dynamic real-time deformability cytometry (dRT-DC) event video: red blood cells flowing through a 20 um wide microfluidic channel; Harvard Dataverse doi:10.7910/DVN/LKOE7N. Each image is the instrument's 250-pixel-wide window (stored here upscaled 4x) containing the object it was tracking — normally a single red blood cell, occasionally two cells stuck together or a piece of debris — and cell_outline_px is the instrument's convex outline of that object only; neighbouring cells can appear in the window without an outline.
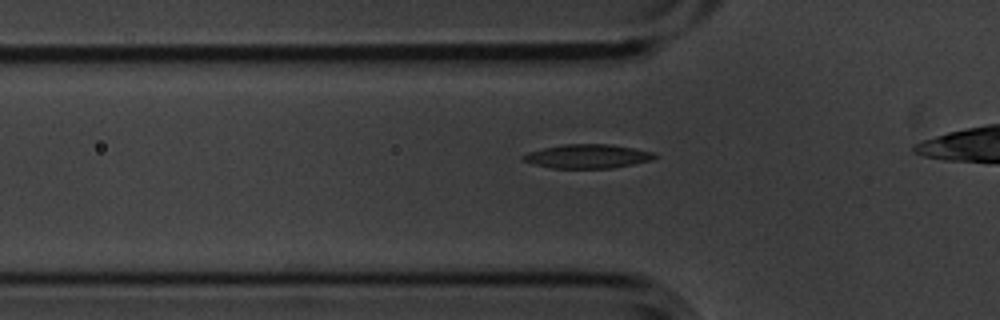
{"species": "common noctule bat (a hibernating species)", "species_latin": "Nyctalus noctula", "temperature_condition": "cold", "stored_images_in_passage": 37, "camera_frame_rate_fps": 3000, "um_per_image_px": 0.085, "animal": {"sex": "male", "body_mass_g": 20.1, "forearm_length_mm": 53.5}, "frame": {"image": 1, "passage_image": 10, "time_ms": 3.0, "image_size_px": [1000, 320], "cell_outline_px": [[656, 156], [652, 160], [612, 168], [552, 168], [532, 164], [520, 160], [520, 156], [528, 152], [544, 148], [564, 144], [612, 144], [652, 152]], "centroid_in_image_um": [49.87, 13.29], "position_along_channel_um": 75.9, "area_um2": 18.32}}
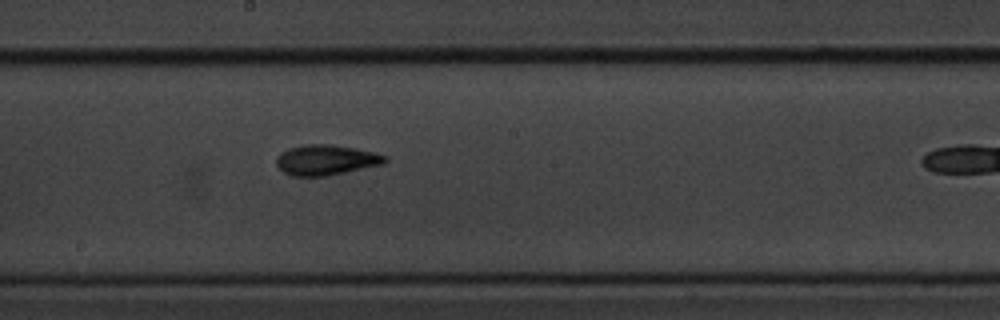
{"frame": {"image": 2, "passage_image": 22, "time_ms": 7.0, "image_size_px": [1000, 320], "cell_outline_px": [[388, 160], [384, 164], [324, 176], [292, 176], [284, 172], [276, 164], [276, 156], [280, 152], [288, 148], [304, 144], [332, 144], [356, 148], [376, 152], [388, 156]], "centroid_in_image_um": [27.72, 13.58], "position_along_channel_um": 220.5, "area_um2": 19.36}}
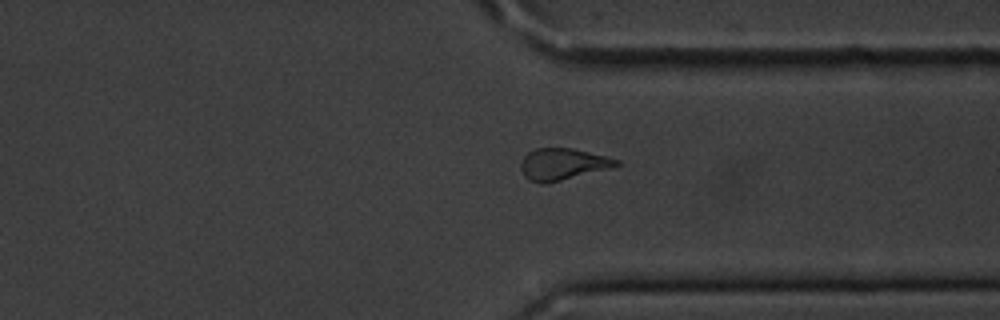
{"frame": {"image": 3, "passage_image": 34, "time_ms": 11.0, "image_size_px": [1000, 320], "cell_outline_px": [[620, 164], [612, 168], [544, 184], [540, 184], [528, 180], [524, 176], [520, 168], [520, 160], [528, 152], [536, 148], [572, 148], [620, 160]], "centroid_in_image_um": [47.79, 13.96], "position_along_channel_um": 363.6, "area_um2": 17.69}}